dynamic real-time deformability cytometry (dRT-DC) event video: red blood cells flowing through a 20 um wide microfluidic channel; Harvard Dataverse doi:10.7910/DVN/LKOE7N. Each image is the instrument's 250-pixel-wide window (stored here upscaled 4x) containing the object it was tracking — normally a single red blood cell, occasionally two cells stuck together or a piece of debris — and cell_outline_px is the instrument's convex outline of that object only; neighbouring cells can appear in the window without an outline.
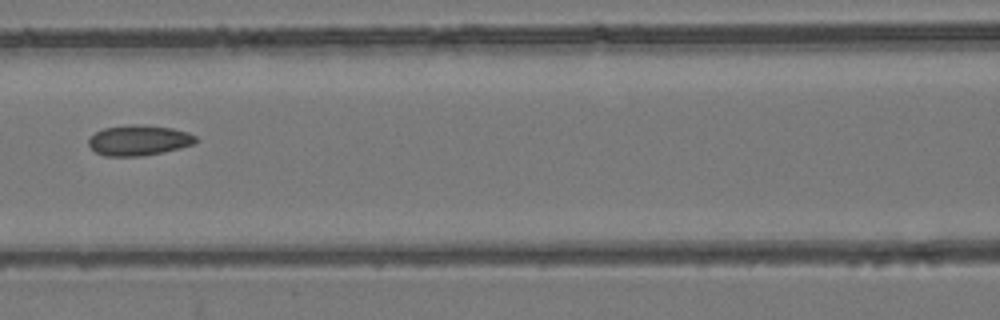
{"species": "common noctule bat (a hibernating species)", "species_latin": "Nyctalus noctula", "temperature_condition": "room temperature", "stored_images_in_passage": 5, "camera_frame_rate_fps": 3000, "um_per_image_px": 0.085, "animal": {"sex": "female", "body_mass_g": 24.6, "forearm_length_mm": 56.2}, "frame": {"image": 1, "passage_image": 5, "time_ms": 1.333, "image_size_px": [1000, 320], "cell_outline_px": [[200, 140], [192, 144], [180, 148], [164, 152], [144, 156], [104, 156], [96, 152], [88, 144], [88, 140], [96, 132], [104, 128], [132, 124], [144, 124], [172, 128], [188, 132], [196, 136]], "centroid_in_image_um": [11.83, 11.92], "position_along_channel_um": 154.8, "area_um2": 19.13}}